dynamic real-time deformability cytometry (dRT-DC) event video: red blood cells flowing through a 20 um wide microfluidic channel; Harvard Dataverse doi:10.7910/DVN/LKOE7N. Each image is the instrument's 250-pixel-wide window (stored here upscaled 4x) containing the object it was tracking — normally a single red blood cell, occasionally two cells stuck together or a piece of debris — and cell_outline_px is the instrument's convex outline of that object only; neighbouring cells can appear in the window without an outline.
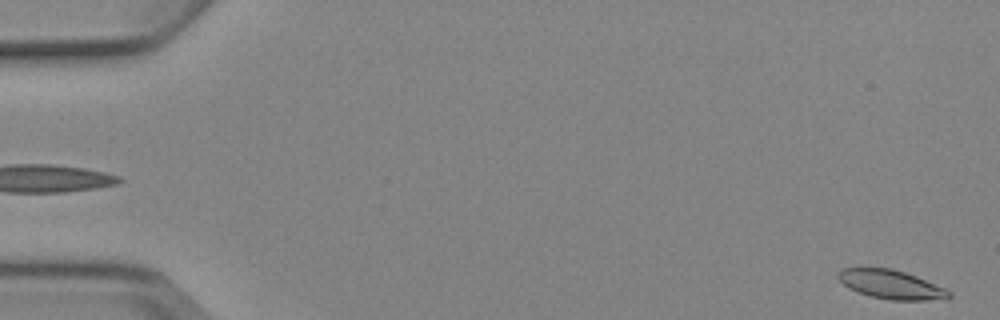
{"species": "Egyptian fruit bat (a non-hibernating species)", "species_latin": "Rousettus aegyptiacus", "temperature_condition": "cold", "stored_images_in_passage": 5, "segment_of_instrument_passage": [2, 2], "camera_frame_rate_fps": 3000, "um_per_image_px": 0.085, "animal": {"sex": "female"}, "frame": {"image": 1, "passage_image": 5, "time_ms": 5.333, "image_size_px": [1000, 320], "cell_outline_px": [[952, 296], [948, 300], [892, 300], [872, 296], [848, 288], [836, 276], [844, 268], [892, 268], [916, 276], [944, 288], [952, 292]], "centroid_in_image_um": [75.81, 24.19], "position_along_channel_um": 9.2, "area_um2": 18.5}}